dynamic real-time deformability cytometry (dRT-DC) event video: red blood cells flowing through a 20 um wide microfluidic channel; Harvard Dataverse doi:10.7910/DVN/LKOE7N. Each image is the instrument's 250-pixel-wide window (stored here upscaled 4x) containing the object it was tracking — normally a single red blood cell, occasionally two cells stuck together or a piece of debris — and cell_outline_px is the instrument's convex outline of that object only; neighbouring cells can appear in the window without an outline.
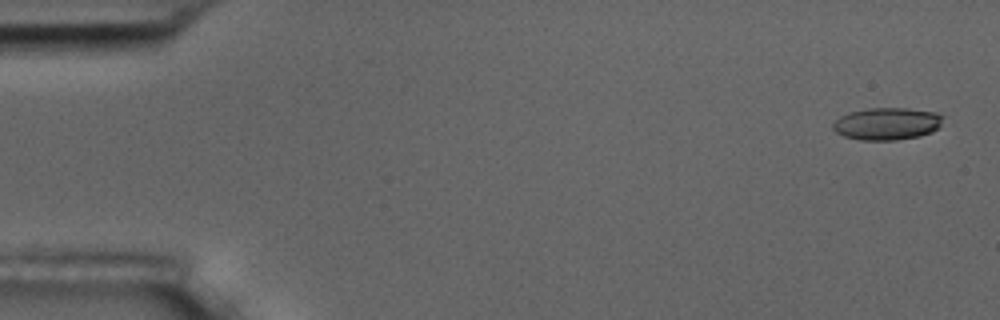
{"species": "common noctule bat (a hibernating species)", "species_latin": "Nyctalus noctula", "temperature_condition": "room temperature", "stored_images_in_passage": 5, "camera_frame_rate_fps": 3000, "um_per_image_px": 0.085, "animal": {"sex": "male", "body_mass_g": 17.5, "forearm_length_mm": 52.3}, "frame": {"image": 1, "passage_image": 1, "time_ms": 0.0, "image_size_px": [1000, 320], "cell_outline_px": [[944, 116], [940, 128], [932, 132], [920, 136], [896, 140], [860, 140], [844, 136], [836, 132], [832, 128], [832, 124], [840, 116], [848, 112], [868, 108], [908, 108], [936, 112]], "centroid_in_image_um": [75.42, 10.51], "position_along_channel_um": 9.6, "area_um2": 20.98}}
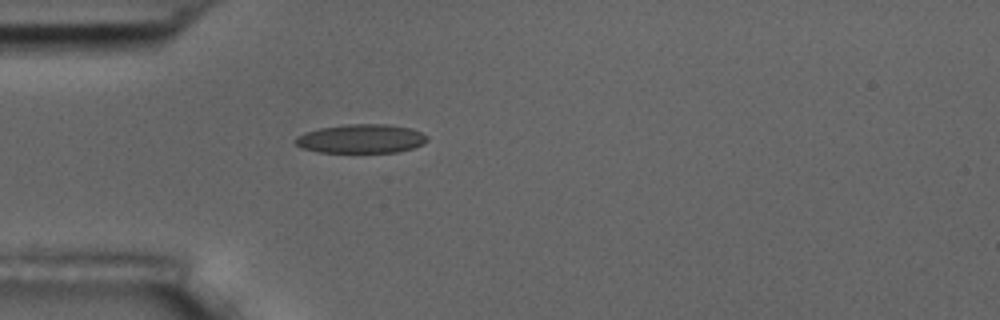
{"frame": {"image": 2, "passage_image": 5, "time_ms": 4.667, "image_size_px": [1000, 320], "cell_outline_px": [[428, 140], [424, 144], [412, 148], [396, 152], [316, 152], [300, 148], [292, 144], [292, 140], [296, 136], [304, 132], [320, 128], [348, 124], [388, 124], [412, 128], [428, 136]], "centroid_in_image_um": [30.64, 11.79], "position_along_channel_um": 54.4, "area_um2": 22.54}}